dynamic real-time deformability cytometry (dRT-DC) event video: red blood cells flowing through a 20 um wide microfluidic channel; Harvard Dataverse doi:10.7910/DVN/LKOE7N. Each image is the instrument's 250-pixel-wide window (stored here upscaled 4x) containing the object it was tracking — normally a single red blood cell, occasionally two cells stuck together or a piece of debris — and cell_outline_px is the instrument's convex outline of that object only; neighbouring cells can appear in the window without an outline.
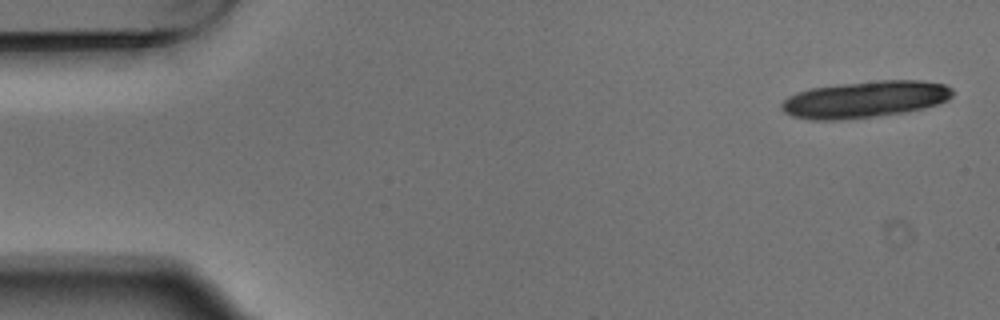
{"species": "Egyptian fruit bat (a non-hibernating species)", "species_latin": "Rousettus aegyptiacus", "temperature_condition": "warm", "stored_images_in_passage": 5, "camera_frame_rate_fps": 3000, "um_per_image_px": 0.085, "animal": {"sex": "male"}, "frame": {"image": 1, "passage_image": 1, "time_ms": 0.0, "image_size_px": [1000, 320], "cell_outline_px": [[952, 96], [948, 100], [940, 104], [924, 108], [904, 112], [876, 116], [836, 120], [808, 120], [792, 116], [784, 112], [780, 108], [780, 104], [788, 96], [796, 92], [812, 88], [844, 84], [880, 80], [920, 80], [944, 84], [952, 88]], "centroid_in_image_um": [73.52, 8.45], "position_along_channel_um": 11.5, "area_um2": 36.59}}